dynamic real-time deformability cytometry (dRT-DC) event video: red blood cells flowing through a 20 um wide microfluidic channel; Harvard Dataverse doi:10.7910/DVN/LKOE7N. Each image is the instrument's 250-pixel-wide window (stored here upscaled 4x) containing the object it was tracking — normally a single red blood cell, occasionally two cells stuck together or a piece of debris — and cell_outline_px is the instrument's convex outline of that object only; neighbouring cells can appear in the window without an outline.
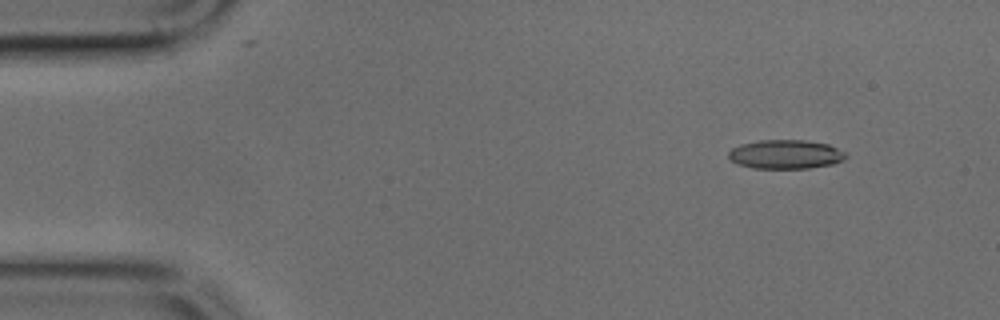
{"species": "common noctule bat (a hibernating species)", "species_latin": "Nyctalus noctula", "temperature_condition": "cold", "stored_images_in_passage": 17, "camera_frame_rate_fps": 3000, "um_per_image_px": 0.085, "animal": {"sex": "male", "body_mass_g": 17.9, "forearm_length_mm": 54.2}, "frame": {"image": 1, "passage_image": 5, "time_ms": 1.333, "image_size_px": [1000, 320], "cell_outline_px": [[848, 156], [844, 160], [832, 164], [808, 168], [756, 168], [740, 164], [732, 160], [728, 156], [728, 152], [732, 148], [740, 144], [760, 140], [804, 140], [828, 144], [844, 152]], "centroid_in_image_um": [66.79, 13.11], "position_along_channel_um": 18.2, "area_um2": 19.65}}
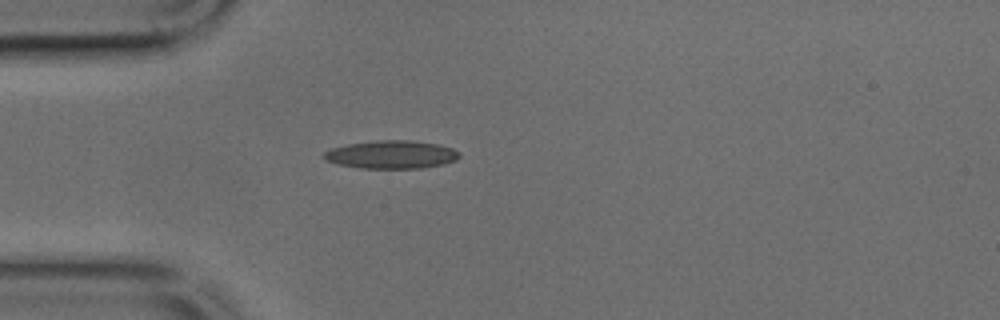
{"frame": {"image": 2, "passage_image": 13, "time_ms": 4.0, "image_size_px": [1000, 320], "cell_outline_px": [[460, 156], [456, 160], [444, 164], [420, 168], [360, 168], [340, 164], [324, 160], [324, 152], [332, 148], [348, 144], [376, 140], [412, 140], [436, 144], [452, 148], [460, 152]], "centroid_in_image_um": [33.29, 13.13], "position_along_channel_um": 51.7, "area_um2": 22.08}}